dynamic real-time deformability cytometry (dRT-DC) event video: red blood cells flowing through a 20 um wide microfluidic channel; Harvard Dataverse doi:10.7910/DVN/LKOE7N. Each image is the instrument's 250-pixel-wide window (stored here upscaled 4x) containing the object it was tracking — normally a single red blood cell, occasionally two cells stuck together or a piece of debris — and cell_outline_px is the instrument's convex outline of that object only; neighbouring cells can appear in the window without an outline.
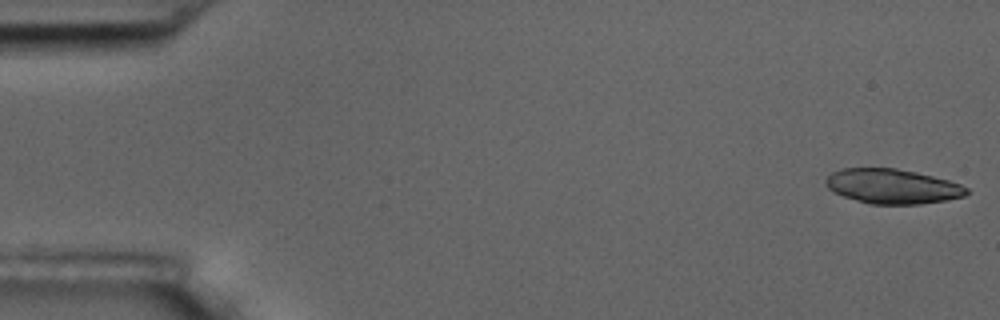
{"species": "common noctule bat (a hibernating species)", "species_latin": "Nyctalus noctula", "temperature_condition": "room temperature", "stored_images_in_passage": 6, "camera_frame_rate_fps": 3000, "um_per_image_px": 0.085, "animal": {"sex": "male", "body_mass_g": 17.5, "forearm_length_mm": 52.3}, "frame": {"image": 1, "passage_image": 1, "time_ms": 0.0, "image_size_px": [1000, 320], "cell_outline_px": [[972, 192], [964, 196], [944, 200], [920, 204], [868, 204], [832, 192], [824, 184], [824, 180], [832, 172], [840, 168], [896, 168], [916, 172], [948, 180], [960, 184], [968, 188]], "centroid_in_image_um": [75.83, 15.83], "position_along_channel_um": 9.2, "area_um2": 28.61}}
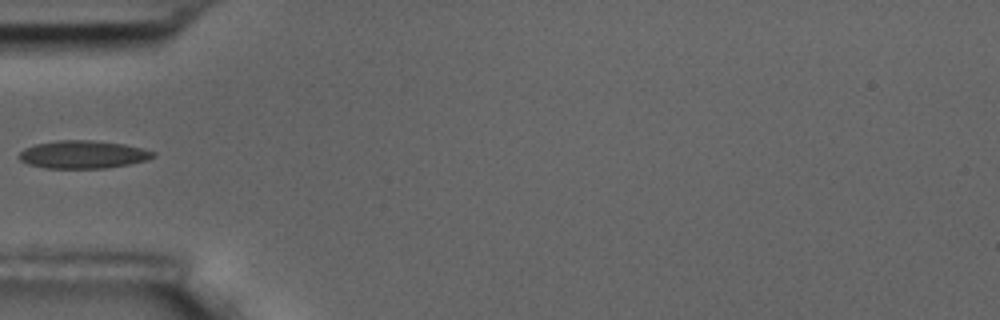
{"frame": {"image": 2, "passage_image": 6, "time_ms": 6.0, "image_size_px": [1000, 320], "cell_outline_px": [[156, 156], [148, 160], [128, 164], [104, 168], [44, 168], [28, 164], [12, 156], [24, 148], [36, 144], [56, 140], [92, 140], [124, 144], [144, 148], [156, 152]], "centroid_in_image_um": [7.01, 13.13], "position_along_channel_um": 78.0, "area_um2": 22.14}}